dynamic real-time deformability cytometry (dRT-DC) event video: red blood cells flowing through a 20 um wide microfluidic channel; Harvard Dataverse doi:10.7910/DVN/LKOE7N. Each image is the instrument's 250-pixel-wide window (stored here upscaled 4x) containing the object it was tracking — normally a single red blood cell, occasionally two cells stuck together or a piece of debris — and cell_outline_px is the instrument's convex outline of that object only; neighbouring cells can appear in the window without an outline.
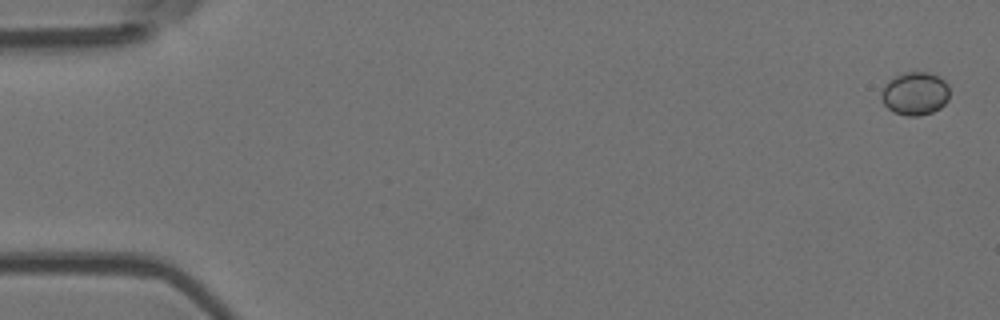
{"species": "Egyptian fruit bat (a non-hibernating species)", "species_latin": "Rousettus aegyptiacus", "temperature_condition": "room temperature", "stored_images_in_passage": 6, "camera_frame_rate_fps": 3000, "um_per_image_px": 0.085, "animal": {"sex": "female"}, "frame": {"image": 1, "passage_image": 1, "time_ms": 0.0, "image_size_px": [1000, 320], "cell_outline_px": [[948, 100], [940, 108], [932, 112], [920, 116], [908, 116], [892, 112], [884, 104], [880, 96], [880, 92], [884, 84], [888, 80], [904, 72], [928, 72], [940, 76], [948, 84]], "centroid_in_image_um": [77.76, 7.95], "position_along_channel_um": 7.2, "area_um2": 17.4}}